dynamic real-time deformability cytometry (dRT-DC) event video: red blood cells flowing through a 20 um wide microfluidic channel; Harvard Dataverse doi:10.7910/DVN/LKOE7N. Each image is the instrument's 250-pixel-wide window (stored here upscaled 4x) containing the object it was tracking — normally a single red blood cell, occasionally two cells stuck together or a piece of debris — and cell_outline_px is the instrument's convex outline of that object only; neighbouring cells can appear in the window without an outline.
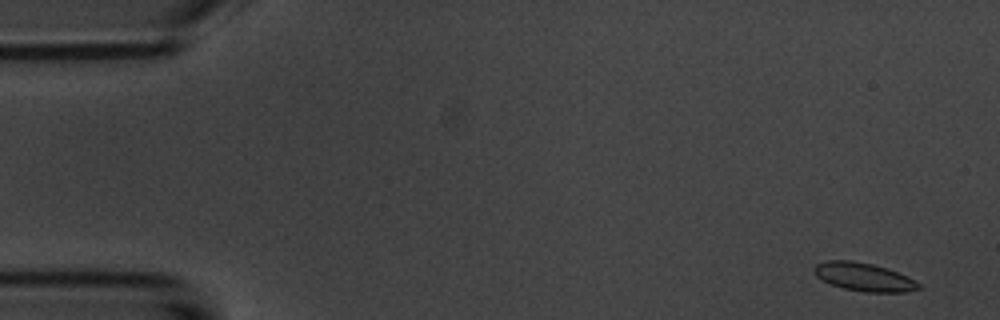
{"species": "common noctule bat (a hibernating species)", "species_latin": "Nyctalus noctula", "temperature_condition": "room temperature", "stored_images_in_passage": 54, "camera_frame_rate_fps": 3000, "um_per_image_px": 0.085, "animal": {"sex": "male", "body_mass_g": 20.1, "forearm_length_mm": 53.5}, "frame": {"image": 1, "passage_image": 2, "time_ms": 0.333, "image_size_px": [1000, 320], "cell_outline_px": [[920, 288], [904, 292], [864, 292], [844, 288], [832, 284], [816, 276], [812, 272], [812, 268], [816, 264], [828, 260], [852, 260], [872, 264], [896, 272], [916, 280], [920, 284]], "centroid_in_image_um": [73.39, 23.53], "position_along_channel_um": 11.6, "area_um2": 17.05}}
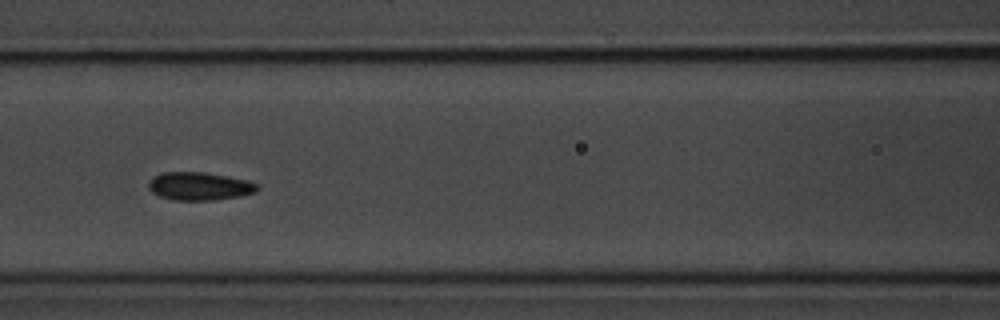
{"frame": {"image": 2, "passage_image": 23, "time_ms": 7.333, "image_size_px": [1000, 320], "cell_outline_px": [[260, 188], [256, 192], [240, 196], [216, 200], [176, 200], [160, 196], [152, 192], [148, 188], [148, 184], [156, 176], [164, 172], [204, 172], [248, 180], [256, 184]], "centroid_in_image_um": [16.99, 15.83], "position_along_channel_um": 149.6, "area_um2": 17.63}}
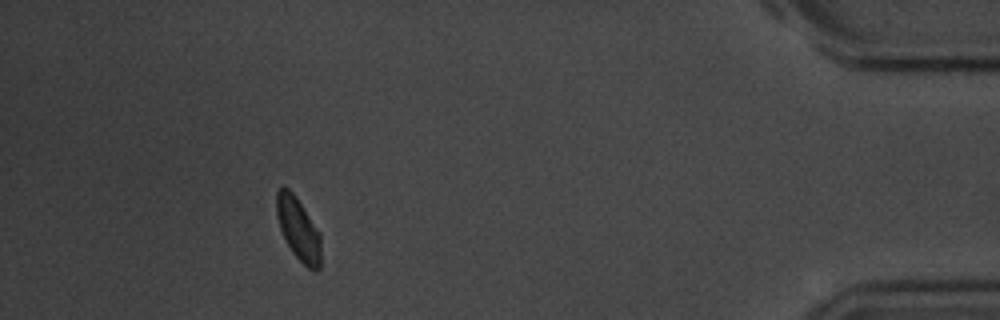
{"frame": {"image": 3, "passage_image": 49, "time_ms": 16.0, "image_size_px": [1000, 320], "cell_outline_px": [[320, 268], [316, 272], [308, 268], [292, 252], [284, 240], [276, 216], [276, 192], [284, 184], [296, 196], [320, 236]], "centroid_in_image_um": [25.32, 19.46], "position_along_channel_um": 409.9, "area_um2": 16.07}, "authors_computed_cell_mechanics": {"area_um2": 17.0799, "velocity_mm_per_s": 3.6666, "shape_relaxation_time_tau1_ms": 1.9421, "shape_relaxation_time_tau2_ms": 1.4511, "deformation_change_tau1": 0.0689, "deformation_change_tau2": 0.0523}}